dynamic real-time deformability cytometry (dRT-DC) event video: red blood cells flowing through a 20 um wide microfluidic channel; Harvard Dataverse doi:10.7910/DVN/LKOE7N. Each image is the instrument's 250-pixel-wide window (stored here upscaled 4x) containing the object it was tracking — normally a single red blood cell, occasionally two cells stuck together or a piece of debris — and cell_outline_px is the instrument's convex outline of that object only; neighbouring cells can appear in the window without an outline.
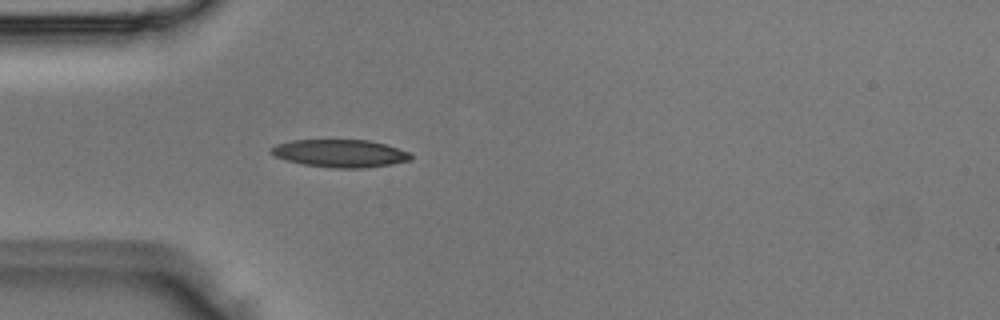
{"species": "Egyptian fruit bat (a non-hibernating species)", "species_latin": "Rousettus aegyptiacus", "temperature_condition": "room temperature", "stored_images_in_passage": 3, "camera_frame_rate_fps": 3000, "um_per_image_px": 0.085, "animal": {"sex": "male"}, "frame": {"image": 1, "passage_image": 3, "time_ms": 0.667, "image_size_px": [1000, 320], "cell_outline_px": [[412, 160], [392, 164], [364, 168], [332, 168], [304, 164], [288, 160], [276, 156], [268, 152], [276, 144], [292, 140], [368, 140], [384, 144], [408, 152], [412, 156]], "centroid_in_image_um": [28.91, 13.04], "position_along_channel_um": 56.1, "area_um2": 22.37}}